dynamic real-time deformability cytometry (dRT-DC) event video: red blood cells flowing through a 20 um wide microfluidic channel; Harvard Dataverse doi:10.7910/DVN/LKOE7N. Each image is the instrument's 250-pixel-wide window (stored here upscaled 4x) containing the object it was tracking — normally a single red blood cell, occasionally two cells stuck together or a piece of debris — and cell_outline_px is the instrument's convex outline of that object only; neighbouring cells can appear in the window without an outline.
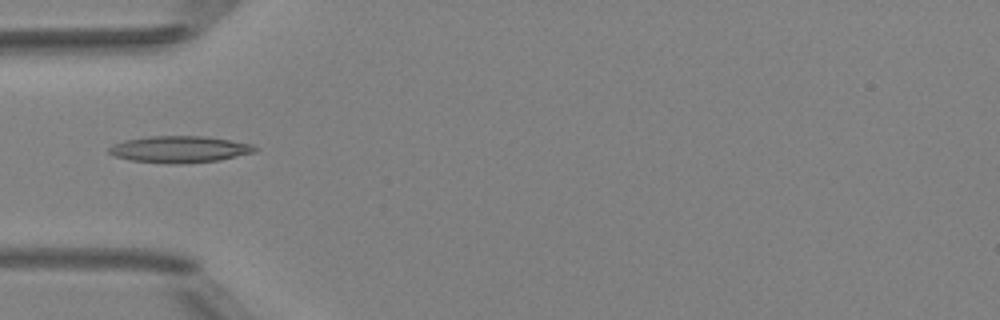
{"species": "Egyptian fruit bat (a non-hibernating species)", "species_latin": "Rousettus aegyptiacus", "temperature_condition": "room temperature", "stored_images_in_passage": 6, "camera_frame_rate_fps": 3000, "um_per_image_px": 0.085, "animal": {"sex": "female"}, "frame": {"image": 1, "passage_image": 5, "time_ms": 5.333, "image_size_px": [1000, 320], "cell_outline_px": [[260, 148], [256, 152], [220, 160], [180, 164], [176, 164], [132, 160], [112, 156], [108, 152], [108, 148], [112, 144], [124, 140], [148, 136], [204, 136], [252, 144]], "centroid_in_image_um": [15.26, 12.69], "position_along_channel_um": 69.7, "area_um2": 22.77}}
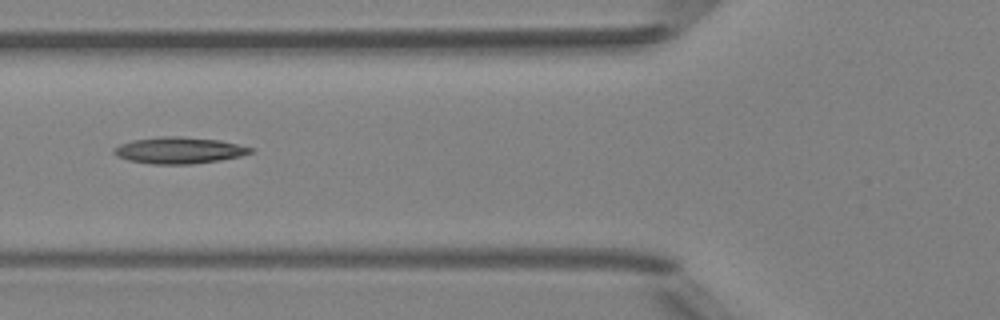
{"frame": {"image": 2, "passage_image": 6, "time_ms": 6.333, "image_size_px": [1000, 320], "cell_outline_px": [[256, 148], [252, 152], [240, 156], [220, 160], [192, 164], [152, 164], [128, 160], [116, 156], [112, 152], [112, 148], [120, 144], [132, 140], [160, 136], [180, 136], [220, 140]], "centroid_in_image_um": [15.2, 12.77], "position_along_channel_um": 110.6, "area_um2": 21.27}}